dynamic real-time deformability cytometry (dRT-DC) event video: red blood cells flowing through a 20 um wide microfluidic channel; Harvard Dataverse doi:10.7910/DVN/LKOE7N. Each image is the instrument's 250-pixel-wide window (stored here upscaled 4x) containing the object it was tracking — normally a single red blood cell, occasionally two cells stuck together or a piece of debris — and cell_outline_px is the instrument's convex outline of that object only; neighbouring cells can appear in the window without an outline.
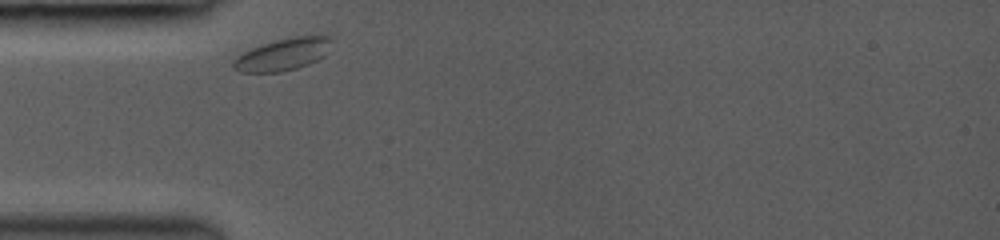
{"species": "common noctule bat (a hibernating species)", "species_latin": "Nyctalus noctula", "temperature_condition": "room temperature", "stored_images_in_passage": 19, "camera_frame_rate_fps": 3000, "um_per_image_px": 0.085, "animal": {"sex": "female", "body_mass_g": 19.0, "forearm_length_mm": 53.3}, "frame": {"image": 1, "passage_image": 1, "time_ms": 0.0, "image_size_px": [1000, 240], "cell_outline_px": [[332, 40], [328, 52], [324, 56], [308, 64], [296, 68], [280, 72], [240, 72], [232, 68], [232, 60], [236, 56], [252, 48], [276, 40], [292, 36], [332, 36]], "centroid_in_image_um": [24.04, 4.62], "position_along_channel_um": 61.0, "area_um2": 18.38}}
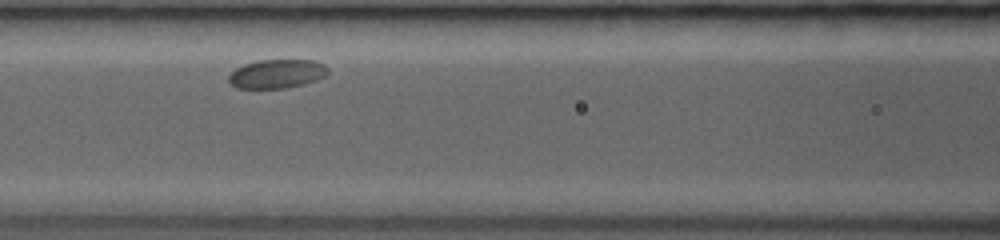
{"frame": {"image": 2, "passage_image": 7, "time_ms": 2.333, "image_size_px": [1000, 240], "cell_outline_px": [[328, 72], [324, 76], [316, 80], [304, 84], [288, 88], [236, 88], [228, 80], [228, 76], [236, 68], [244, 64], [256, 60], [312, 60], [324, 64], [328, 68]], "centroid_in_image_um": [23.53, 6.27], "position_along_channel_um": 143.1, "area_um2": 16.7}}
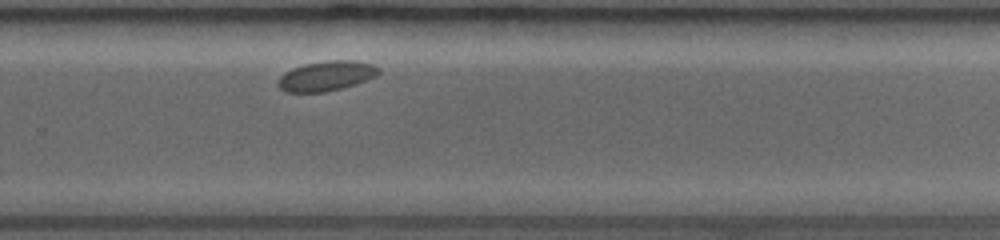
{"frame": {"image": 3, "passage_image": 19, "time_ms": 6.667, "image_size_px": [1000, 240], "cell_outline_px": [[380, 72], [376, 76], [340, 88], [324, 92], [284, 92], [276, 84], [276, 80], [284, 72], [292, 68], [304, 64], [328, 60], [352, 60], [372, 64], [380, 68]], "centroid_in_image_um": [27.68, 6.44], "position_along_channel_um": 302.1, "area_um2": 17.46}}